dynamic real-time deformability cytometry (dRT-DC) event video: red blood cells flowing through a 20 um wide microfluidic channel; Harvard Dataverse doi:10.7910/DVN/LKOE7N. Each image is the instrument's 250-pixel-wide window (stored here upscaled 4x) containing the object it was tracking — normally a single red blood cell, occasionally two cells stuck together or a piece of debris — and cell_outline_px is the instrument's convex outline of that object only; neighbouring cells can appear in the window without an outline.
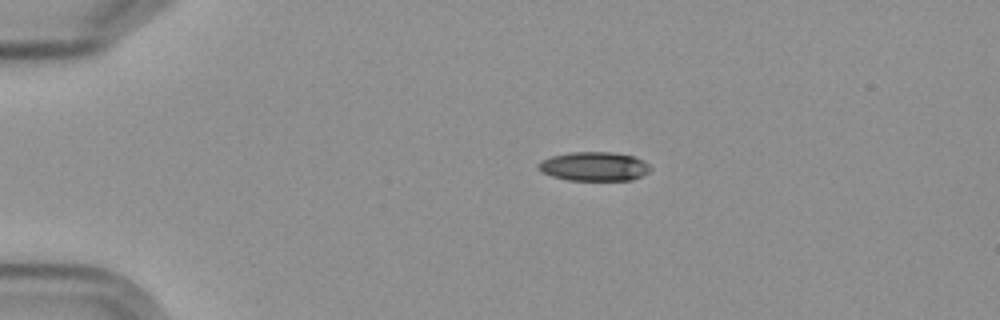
{"species": "Egyptian fruit bat (a non-hibernating species)", "species_latin": "Rousettus aegyptiacus", "temperature_condition": "cold", "stored_images_in_passage": 9, "camera_frame_rate_fps": 3000, "um_per_image_px": 0.085, "frame": {"image": 1, "passage_image": 1, "time_ms": 0.0, "image_size_px": [1000, 320], "cell_outline_px": [[652, 168], [648, 172], [632, 180], [568, 180], [552, 176], [536, 168], [536, 164], [540, 160], [552, 156], [572, 152], [612, 152], [636, 156], [644, 160]], "centroid_in_image_um": [50.5, 14.14], "position_along_channel_um": 34.5, "area_um2": 19.07}}
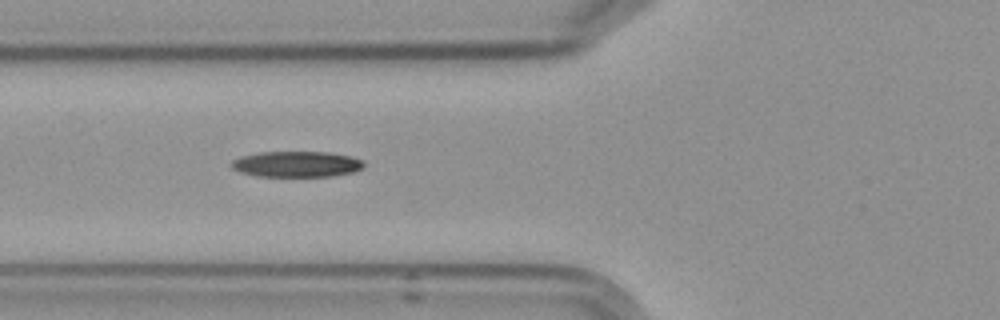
{"frame": {"image": 2, "passage_image": 4, "time_ms": 3.333, "image_size_px": [1000, 320], "cell_outline_px": [[364, 168], [352, 172], [332, 176], [256, 176], [240, 172], [232, 168], [228, 164], [232, 160], [240, 156], [260, 152], [328, 152], [352, 156], [360, 160], [364, 164]], "centroid_in_image_um": [25.17, 13.95], "position_along_channel_um": 100.6, "area_um2": 20.0}}
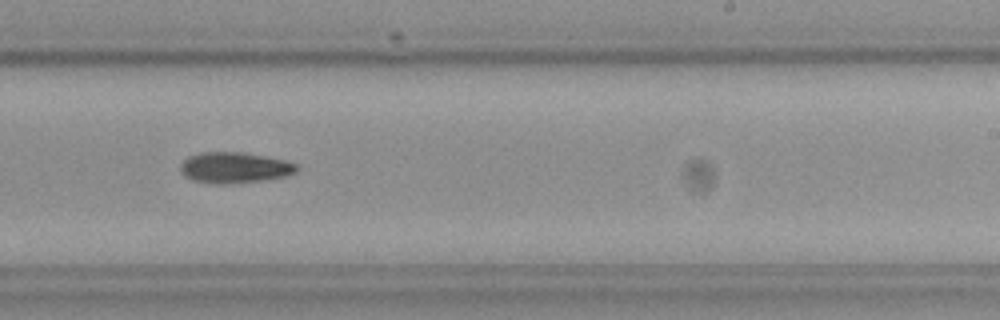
{"frame": {"image": 3, "passage_image": 8, "time_ms": 8.0, "image_size_px": [1000, 320], "cell_outline_px": [[300, 168], [296, 172], [288, 176], [260, 180], [224, 184], [220, 184], [192, 180], [184, 176], [180, 168], [180, 164], [188, 156], [200, 152], [240, 152], [264, 156], [284, 160], [296, 164]], "centroid_in_image_um": [19.93, 14.24], "position_along_channel_um": 269.1, "area_um2": 20.81}}